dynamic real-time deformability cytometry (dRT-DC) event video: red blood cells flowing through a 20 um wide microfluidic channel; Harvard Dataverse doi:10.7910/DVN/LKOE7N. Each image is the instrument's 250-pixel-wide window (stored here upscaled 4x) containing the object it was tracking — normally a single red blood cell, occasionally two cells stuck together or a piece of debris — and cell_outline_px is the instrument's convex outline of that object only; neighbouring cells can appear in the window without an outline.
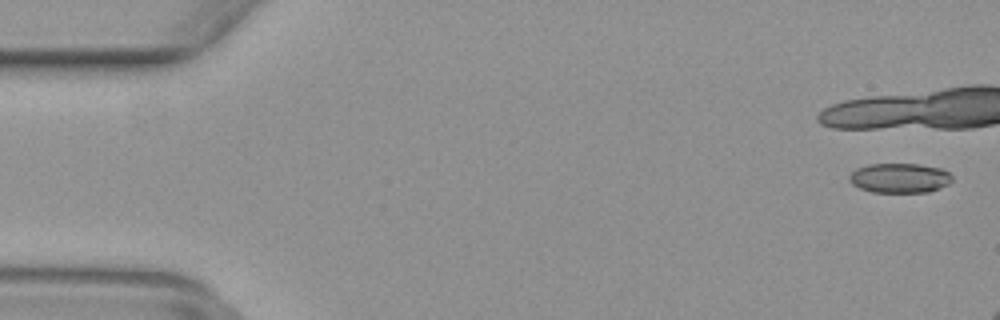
{"species": "common noctule bat (a hibernating species)", "species_latin": "Nyctalus noctula", "temperature_condition": "warm", "stored_images_in_passage": 10, "camera_frame_rate_fps": 3000, "um_per_image_px": 0.085, "animal": {"sex": "female", "body_mass_g": 29.2, "forearm_length_mm": 56.3}, "frame": {"image": 1, "passage_image": 1, "time_ms": 0.0, "image_size_px": [1000, 320], "cell_outline_px": [[952, 180], [948, 184], [928, 192], [872, 192], [860, 188], [852, 184], [848, 180], [848, 176], [856, 168], [868, 164], [920, 164], [940, 168], [948, 172], [952, 176]], "centroid_in_image_um": [76.44, 15.13], "position_along_channel_um": 8.6, "area_um2": 17.8}}